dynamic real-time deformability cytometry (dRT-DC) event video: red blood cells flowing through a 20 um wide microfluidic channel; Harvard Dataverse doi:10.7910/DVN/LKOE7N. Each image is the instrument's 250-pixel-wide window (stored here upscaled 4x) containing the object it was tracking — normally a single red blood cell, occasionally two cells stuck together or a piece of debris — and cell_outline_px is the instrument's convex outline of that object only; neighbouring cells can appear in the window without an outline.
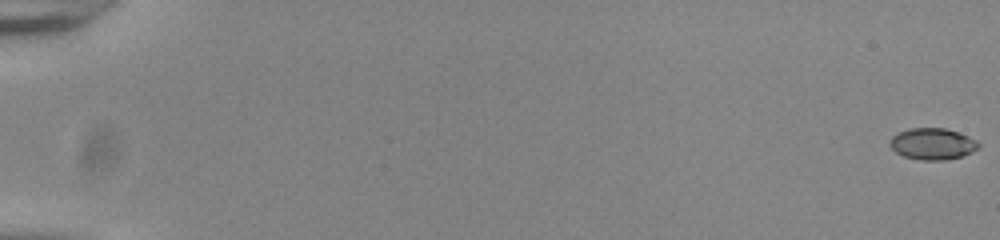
{"species": "common noctule bat (a hibernating species)", "species_latin": "Nyctalus noctula", "temperature_condition": "room temperature", "stored_images_in_passage": 56, "camera_frame_rate_fps": 3000, "um_per_image_px": 0.085, "animal": {"sex": "male", "body_mass_g": 20.0, "forearm_length_mm": 53.3}, "frame": {"image": 1, "passage_image": 1, "time_ms": 0.0, "image_size_px": [1000, 240], "cell_outline_px": [[980, 148], [972, 152], [960, 156], [944, 160], [920, 160], [904, 156], [896, 152], [888, 144], [888, 140], [896, 132], [908, 128], [944, 128], [968, 136], [976, 140], [980, 144]], "centroid_in_image_um": [79.23, 12.22], "position_along_channel_um": 5.8, "area_um2": 16.36}}
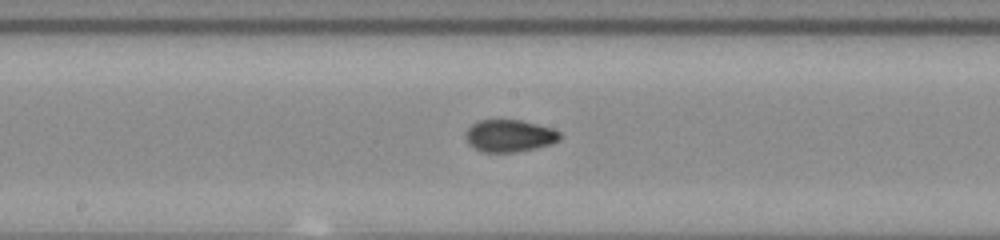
{"frame": {"image": 2, "passage_image": 32, "time_ms": 10.333, "image_size_px": [1000, 240], "cell_outline_px": [[560, 140], [552, 144], [536, 148], [516, 152], [480, 152], [472, 148], [468, 144], [464, 136], [464, 132], [472, 124], [480, 120], [520, 120], [552, 128], [560, 132]], "centroid_in_image_um": [43.27, 11.55], "position_along_channel_um": 204.9, "area_um2": 17.92}}
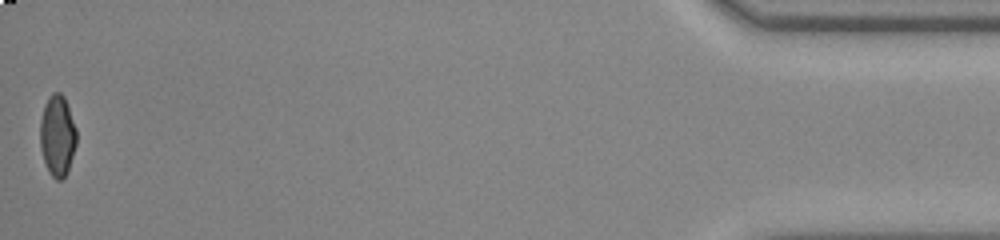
{"frame": {"image": 3, "passage_image": 56, "time_ms": 18.333, "image_size_px": [1000, 240], "cell_outline_px": [[76, 144], [68, 172], [60, 180], [56, 180], [48, 172], [40, 148], [40, 120], [44, 104], [48, 96], [52, 92], [60, 92], [64, 96], [76, 128]], "centroid_in_image_um": [4.87, 11.52], "position_along_channel_um": 430.3, "area_um2": 17.34}, "authors_computed_cell_mechanics": {"area_um2": 17.3689, "velocity_mm_per_s": 3.8593, "shape_relaxation_time_tau1_ms": 5.4682, "shape_relaxation_time_tau2_ms": 0.9958, "deformation_change_tau1": 0.146, "deformation_change_tau2": 0.0432}}